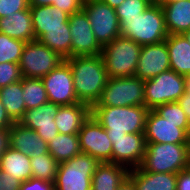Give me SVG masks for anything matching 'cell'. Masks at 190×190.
Wrapping results in <instances>:
<instances>
[{"mask_svg": "<svg viewBox=\"0 0 190 190\" xmlns=\"http://www.w3.org/2000/svg\"><path fill=\"white\" fill-rule=\"evenodd\" d=\"M84 0H52V6L61 9L69 15L83 9Z\"/></svg>", "mask_w": 190, "mask_h": 190, "instance_id": "cell-37", "label": "cell"}, {"mask_svg": "<svg viewBox=\"0 0 190 190\" xmlns=\"http://www.w3.org/2000/svg\"><path fill=\"white\" fill-rule=\"evenodd\" d=\"M148 112L145 106L91 107V115L106 130L109 138L144 133Z\"/></svg>", "mask_w": 190, "mask_h": 190, "instance_id": "cell-2", "label": "cell"}, {"mask_svg": "<svg viewBox=\"0 0 190 190\" xmlns=\"http://www.w3.org/2000/svg\"><path fill=\"white\" fill-rule=\"evenodd\" d=\"M48 153L58 162L63 163L81 154L78 135L59 133L48 142Z\"/></svg>", "mask_w": 190, "mask_h": 190, "instance_id": "cell-28", "label": "cell"}, {"mask_svg": "<svg viewBox=\"0 0 190 190\" xmlns=\"http://www.w3.org/2000/svg\"><path fill=\"white\" fill-rule=\"evenodd\" d=\"M90 114L91 107L83 102L73 105L59 106L54 120L58 132L61 134L78 135L82 124Z\"/></svg>", "mask_w": 190, "mask_h": 190, "instance_id": "cell-19", "label": "cell"}, {"mask_svg": "<svg viewBox=\"0 0 190 190\" xmlns=\"http://www.w3.org/2000/svg\"><path fill=\"white\" fill-rule=\"evenodd\" d=\"M19 190H55L54 182L30 178L21 182Z\"/></svg>", "mask_w": 190, "mask_h": 190, "instance_id": "cell-38", "label": "cell"}, {"mask_svg": "<svg viewBox=\"0 0 190 190\" xmlns=\"http://www.w3.org/2000/svg\"><path fill=\"white\" fill-rule=\"evenodd\" d=\"M83 10L101 47L109 44L120 34V23L115 8L102 0H84Z\"/></svg>", "mask_w": 190, "mask_h": 190, "instance_id": "cell-10", "label": "cell"}, {"mask_svg": "<svg viewBox=\"0 0 190 190\" xmlns=\"http://www.w3.org/2000/svg\"><path fill=\"white\" fill-rule=\"evenodd\" d=\"M11 147L10 129H0V158Z\"/></svg>", "mask_w": 190, "mask_h": 190, "instance_id": "cell-41", "label": "cell"}, {"mask_svg": "<svg viewBox=\"0 0 190 190\" xmlns=\"http://www.w3.org/2000/svg\"><path fill=\"white\" fill-rule=\"evenodd\" d=\"M21 181L0 170V190H19Z\"/></svg>", "mask_w": 190, "mask_h": 190, "instance_id": "cell-39", "label": "cell"}, {"mask_svg": "<svg viewBox=\"0 0 190 190\" xmlns=\"http://www.w3.org/2000/svg\"><path fill=\"white\" fill-rule=\"evenodd\" d=\"M140 52L141 45L123 36L103 46L101 56L108 78L134 76Z\"/></svg>", "mask_w": 190, "mask_h": 190, "instance_id": "cell-5", "label": "cell"}, {"mask_svg": "<svg viewBox=\"0 0 190 190\" xmlns=\"http://www.w3.org/2000/svg\"><path fill=\"white\" fill-rule=\"evenodd\" d=\"M170 70L169 53L166 41L142 45L134 76L147 80Z\"/></svg>", "mask_w": 190, "mask_h": 190, "instance_id": "cell-17", "label": "cell"}, {"mask_svg": "<svg viewBox=\"0 0 190 190\" xmlns=\"http://www.w3.org/2000/svg\"><path fill=\"white\" fill-rule=\"evenodd\" d=\"M59 106L48 101L37 108L26 110L18 123L36 131L39 137L48 143L59 134L54 121Z\"/></svg>", "mask_w": 190, "mask_h": 190, "instance_id": "cell-16", "label": "cell"}, {"mask_svg": "<svg viewBox=\"0 0 190 190\" xmlns=\"http://www.w3.org/2000/svg\"><path fill=\"white\" fill-rule=\"evenodd\" d=\"M0 33L24 41H35L30 7L0 18Z\"/></svg>", "mask_w": 190, "mask_h": 190, "instance_id": "cell-20", "label": "cell"}, {"mask_svg": "<svg viewBox=\"0 0 190 190\" xmlns=\"http://www.w3.org/2000/svg\"><path fill=\"white\" fill-rule=\"evenodd\" d=\"M35 39L38 40L47 29L65 28L69 14L52 5L30 7Z\"/></svg>", "mask_w": 190, "mask_h": 190, "instance_id": "cell-21", "label": "cell"}, {"mask_svg": "<svg viewBox=\"0 0 190 190\" xmlns=\"http://www.w3.org/2000/svg\"><path fill=\"white\" fill-rule=\"evenodd\" d=\"M112 142V163L121 164L129 170L140 167L146 149L144 133L126 134L124 137L109 138Z\"/></svg>", "mask_w": 190, "mask_h": 190, "instance_id": "cell-15", "label": "cell"}, {"mask_svg": "<svg viewBox=\"0 0 190 190\" xmlns=\"http://www.w3.org/2000/svg\"><path fill=\"white\" fill-rule=\"evenodd\" d=\"M154 111L166 121L180 123V128H190V122L178 102L159 105Z\"/></svg>", "mask_w": 190, "mask_h": 190, "instance_id": "cell-33", "label": "cell"}, {"mask_svg": "<svg viewBox=\"0 0 190 190\" xmlns=\"http://www.w3.org/2000/svg\"><path fill=\"white\" fill-rule=\"evenodd\" d=\"M25 44L24 41L0 33V63H19Z\"/></svg>", "mask_w": 190, "mask_h": 190, "instance_id": "cell-32", "label": "cell"}, {"mask_svg": "<svg viewBox=\"0 0 190 190\" xmlns=\"http://www.w3.org/2000/svg\"><path fill=\"white\" fill-rule=\"evenodd\" d=\"M98 164L95 158L85 153L59 163L55 190H91V179Z\"/></svg>", "mask_w": 190, "mask_h": 190, "instance_id": "cell-7", "label": "cell"}, {"mask_svg": "<svg viewBox=\"0 0 190 190\" xmlns=\"http://www.w3.org/2000/svg\"><path fill=\"white\" fill-rule=\"evenodd\" d=\"M145 107L154 110L157 106L177 102L185 93L184 76L168 70L144 82Z\"/></svg>", "mask_w": 190, "mask_h": 190, "instance_id": "cell-8", "label": "cell"}, {"mask_svg": "<svg viewBox=\"0 0 190 190\" xmlns=\"http://www.w3.org/2000/svg\"><path fill=\"white\" fill-rule=\"evenodd\" d=\"M78 138L82 153L92 156L99 163L112 162V142L91 114L82 124Z\"/></svg>", "mask_w": 190, "mask_h": 190, "instance_id": "cell-11", "label": "cell"}, {"mask_svg": "<svg viewBox=\"0 0 190 190\" xmlns=\"http://www.w3.org/2000/svg\"><path fill=\"white\" fill-rule=\"evenodd\" d=\"M28 8V0H0V18Z\"/></svg>", "mask_w": 190, "mask_h": 190, "instance_id": "cell-36", "label": "cell"}, {"mask_svg": "<svg viewBox=\"0 0 190 190\" xmlns=\"http://www.w3.org/2000/svg\"><path fill=\"white\" fill-rule=\"evenodd\" d=\"M144 82L136 76L108 78L100 99L91 107L145 106Z\"/></svg>", "mask_w": 190, "mask_h": 190, "instance_id": "cell-6", "label": "cell"}, {"mask_svg": "<svg viewBox=\"0 0 190 190\" xmlns=\"http://www.w3.org/2000/svg\"><path fill=\"white\" fill-rule=\"evenodd\" d=\"M22 79L19 63H0V88Z\"/></svg>", "mask_w": 190, "mask_h": 190, "instance_id": "cell-35", "label": "cell"}, {"mask_svg": "<svg viewBox=\"0 0 190 190\" xmlns=\"http://www.w3.org/2000/svg\"><path fill=\"white\" fill-rule=\"evenodd\" d=\"M129 169L112 162L99 163L91 179V190H116Z\"/></svg>", "mask_w": 190, "mask_h": 190, "instance_id": "cell-24", "label": "cell"}, {"mask_svg": "<svg viewBox=\"0 0 190 190\" xmlns=\"http://www.w3.org/2000/svg\"><path fill=\"white\" fill-rule=\"evenodd\" d=\"M116 190H137L134 180L127 175Z\"/></svg>", "mask_w": 190, "mask_h": 190, "instance_id": "cell-44", "label": "cell"}, {"mask_svg": "<svg viewBox=\"0 0 190 190\" xmlns=\"http://www.w3.org/2000/svg\"><path fill=\"white\" fill-rule=\"evenodd\" d=\"M178 104L181 106L182 110L185 112L189 122H190V93L185 92L179 99Z\"/></svg>", "mask_w": 190, "mask_h": 190, "instance_id": "cell-43", "label": "cell"}, {"mask_svg": "<svg viewBox=\"0 0 190 190\" xmlns=\"http://www.w3.org/2000/svg\"><path fill=\"white\" fill-rule=\"evenodd\" d=\"M119 23L121 36L141 46L160 43L169 35L160 4L149 5L138 17L121 18Z\"/></svg>", "mask_w": 190, "mask_h": 190, "instance_id": "cell-3", "label": "cell"}, {"mask_svg": "<svg viewBox=\"0 0 190 190\" xmlns=\"http://www.w3.org/2000/svg\"><path fill=\"white\" fill-rule=\"evenodd\" d=\"M47 98L60 106L79 103L74 91L73 75L69 63L64 60L42 78Z\"/></svg>", "mask_w": 190, "mask_h": 190, "instance_id": "cell-12", "label": "cell"}, {"mask_svg": "<svg viewBox=\"0 0 190 190\" xmlns=\"http://www.w3.org/2000/svg\"><path fill=\"white\" fill-rule=\"evenodd\" d=\"M22 90L26 110L37 108L48 102L42 79L22 77Z\"/></svg>", "mask_w": 190, "mask_h": 190, "instance_id": "cell-30", "label": "cell"}, {"mask_svg": "<svg viewBox=\"0 0 190 190\" xmlns=\"http://www.w3.org/2000/svg\"><path fill=\"white\" fill-rule=\"evenodd\" d=\"M190 128H180V123H171L160 117L154 110H149L144 136L146 143L190 144Z\"/></svg>", "mask_w": 190, "mask_h": 190, "instance_id": "cell-14", "label": "cell"}, {"mask_svg": "<svg viewBox=\"0 0 190 190\" xmlns=\"http://www.w3.org/2000/svg\"><path fill=\"white\" fill-rule=\"evenodd\" d=\"M147 1L150 5H152V0H145Z\"/></svg>", "mask_w": 190, "mask_h": 190, "instance_id": "cell-50", "label": "cell"}, {"mask_svg": "<svg viewBox=\"0 0 190 190\" xmlns=\"http://www.w3.org/2000/svg\"><path fill=\"white\" fill-rule=\"evenodd\" d=\"M0 170L21 182L32 178L30 157L11 147L0 158Z\"/></svg>", "mask_w": 190, "mask_h": 190, "instance_id": "cell-26", "label": "cell"}, {"mask_svg": "<svg viewBox=\"0 0 190 190\" xmlns=\"http://www.w3.org/2000/svg\"><path fill=\"white\" fill-rule=\"evenodd\" d=\"M128 175L137 190H176L177 174L174 173H152L136 167L130 169Z\"/></svg>", "mask_w": 190, "mask_h": 190, "instance_id": "cell-25", "label": "cell"}, {"mask_svg": "<svg viewBox=\"0 0 190 190\" xmlns=\"http://www.w3.org/2000/svg\"><path fill=\"white\" fill-rule=\"evenodd\" d=\"M11 148L20 151L30 158H36L41 154L48 152V143H46L36 131L14 123L10 128Z\"/></svg>", "mask_w": 190, "mask_h": 190, "instance_id": "cell-18", "label": "cell"}, {"mask_svg": "<svg viewBox=\"0 0 190 190\" xmlns=\"http://www.w3.org/2000/svg\"><path fill=\"white\" fill-rule=\"evenodd\" d=\"M176 1H179V0H168L167 2H176Z\"/></svg>", "mask_w": 190, "mask_h": 190, "instance_id": "cell-51", "label": "cell"}, {"mask_svg": "<svg viewBox=\"0 0 190 190\" xmlns=\"http://www.w3.org/2000/svg\"><path fill=\"white\" fill-rule=\"evenodd\" d=\"M150 4L145 0H125L115 8L118 20L121 18L138 17Z\"/></svg>", "mask_w": 190, "mask_h": 190, "instance_id": "cell-34", "label": "cell"}, {"mask_svg": "<svg viewBox=\"0 0 190 190\" xmlns=\"http://www.w3.org/2000/svg\"><path fill=\"white\" fill-rule=\"evenodd\" d=\"M176 190H190V164L177 173Z\"/></svg>", "mask_w": 190, "mask_h": 190, "instance_id": "cell-40", "label": "cell"}, {"mask_svg": "<svg viewBox=\"0 0 190 190\" xmlns=\"http://www.w3.org/2000/svg\"><path fill=\"white\" fill-rule=\"evenodd\" d=\"M185 80V92L190 93V74L184 77Z\"/></svg>", "mask_w": 190, "mask_h": 190, "instance_id": "cell-47", "label": "cell"}, {"mask_svg": "<svg viewBox=\"0 0 190 190\" xmlns=\"http://www.w3.org/2000/svg\"><path fill=\"white\" fill-rule=\"evenodd\" d=\"M14 122L6 112L4 105L0 100V129H10Z\"/></svg>", "mask_w": 190, "mask_h": 190, "instance_id": "cell-42", "label": "cell"}, {"mask_svg": "<svg viewBox=\"0 0 190 190\" xmlns=\"http://www.w3.org/2000/svg\"><path fill=\"white\" fill-rule=\"evenodd\" d=\"M71 40L69 20L65 23V28L47 29L38 39L64 59L71 57Z\"/></svg>", "mask_w": 190, "mask_h": 190, "instance_id": "cell-29", "label": "cell"}, {"mask_svg": "<svg viewBox=\"0 0 190 190\" xmlns=\"http://www.w3.org/2000/svg\"><path fill=\"white\" fill-rule=\"evenodd\" d=\"M22 94V79L0 88L1 103L14 123L18 122L26 111Z\"/></svg>", "mask_w": 190, "mask_h": 190, "instance_id": "cell-27", "label": "cell"}, {"mask_svg": "<svg viewBox=\"0 0 190 190\" xmlns=\"http://www.w3.org/2000/svg\"><path fill=\"white\" fill-rule=\"evenodd\" d=\"M65 59L38 40L24 45L19 67L22 77L42 79Z\"/></svg>", "mask_w": 190, "mask_h": 190, "instance_id": "cell-9", "label": "cell"}, {"mask_svg": "<svg viewBox=\"0 0 190 190\" xmlns=\"http://www.w3.org/2000/svg\"><path fill=\"white\" fill-rule=\"evenodd\" d=\"M30 161L32 178L55 181L59 163L48 152Z\"/></svg>", "mask_w": 190, "mask_h": 190, "instance_id": "cell-31", "label": "cell"}, {"mask_svg": "<svg viewBox=\"0 0 190 190\" xmlns=\"http://www.w3.org/2000/svg\"><path fill=\"white\" fill-rule=\"evenodd\" d=\"M71 68L74 91L79 102L94 105L101 97L108 76L101 54L65 59Z\"/></svg>", "mask_w": 190, "mask_h": 190, "instance_id": "cell-1", "label": "cell"}, {"mask_svg": "<svg viewBox=\"0 0 190 190\" xmlns=\"http://www.w3.org/2000/svg\"><path fill=\"white\" fill-rule=\"evenodd\" d=\"M189 164L190 144L146 143L145 156L140 167L152 173L177 174Z\"/></svg>", "mask_w": 190, "mask_h": 190, "instance_id": "cell-4", "label": "cell"}, {"mask_svg": "<svg viewBox=\"0 0 190 190\" xmlns=\"http://www.w3.org/2000/svg\"><path fill=\"white\" fill-rule=\"evenodd\" d=\"M71 35V57L96 56L102 53V47L97 42L88 16L82 9L69 16Z\"/></svg>", "mask_w": 190, "mask_h": 190, "instance_id": "cell-13", "label": "cell"}, {"mask_svg": "<svg viewBox=\"0 0 190 190\" xmlns=\"http://www.w3.org/2000/svg\"><path fill=\"white\" fill-rule=\"evenodd\" d=\"M183 35L186 37V39H187L188 42L190 43V29L187 30V31H185V32L183 33Z\"/></svg>", "mask_w": 190, "mask_h": 190, "instance_id": "cell-49", "label": "cell"}, {"mask_svg": "<svg viewBox=\"0 0 190 190\" xmlns=\"http://www.w3.org/2000/svg\"><path fill=\"white\" fill-rule=\"evenodd\" d=\"M102 1L108 4L110 7L116 8L125 0H102Z\"/></svg>", "mask_w": 190, "mask_h": 190, "instance_id": "cell-46", "label": "cell"}, {"mask_svg": "<svg viewBox=\"0 0 190 190\" xmlns=\"http://www.w3.org/2000/svg\"><path fill=\"white\" fill-rule=\"evenodd\" d=\"M169 53L170 69L177 74H190V43L183 34L168 35L165 39Z\"/></svg>", "mask_w": 190, "mask_h": 190, "instance_id": "cell-23", "label": "cell"}, {"mask_svg": "<svg viewBox=\"0 0 190 190\" xmlns=\"http://www.w3.org/2000/svg\"><path fill=\"white\" fill-rule=\"evenodd\" d=\"M168 0H152V4H163L165 2H167Z\"/></svg>", "mask_w": 190, "mask_h": 190, "instance_id": "cell-48", "label": "cell"}, {"mask_svg": "<svg viewBox=\"0 0 190 190\" xmlns=\"http://www.w3.org/2000/svg\"><path fill=\"white\" fill-rule=\"evenodd\" d=\"M169 35L183 34L190 29V0L161 4Z\"/></svg>", "mask_w": 190, "mask_h": 190, "instance_id": "cell-22", "label": "cell"}, {"mask_svg": "<svg viewBox=\"0 0 190 190\" xmlns=\"http://www.w3.org/2000/svg\"><path fill=\"white\" fill-rule=\"evenodd\" d=\"M188 137H189V141H190V129H189V132H188Z\"/></svg>", "mask_w": 190, "mask_h": 190, "instance_id": "cell-52", "label": "cell"}, {"mask_svg": "<svg viewBox=\"0 0 190 190\" xmlns=\"http://www.w3.org/2000/svg\"><path fill=\"white\" fill-rule=\"evenodd\" d=\"M29 7L52 5V0H28Z\"/></svg>", "mask_w": 190, "mask_h": 190, "instance_id": "cell-45", "label": "cell"}]
</instances>
